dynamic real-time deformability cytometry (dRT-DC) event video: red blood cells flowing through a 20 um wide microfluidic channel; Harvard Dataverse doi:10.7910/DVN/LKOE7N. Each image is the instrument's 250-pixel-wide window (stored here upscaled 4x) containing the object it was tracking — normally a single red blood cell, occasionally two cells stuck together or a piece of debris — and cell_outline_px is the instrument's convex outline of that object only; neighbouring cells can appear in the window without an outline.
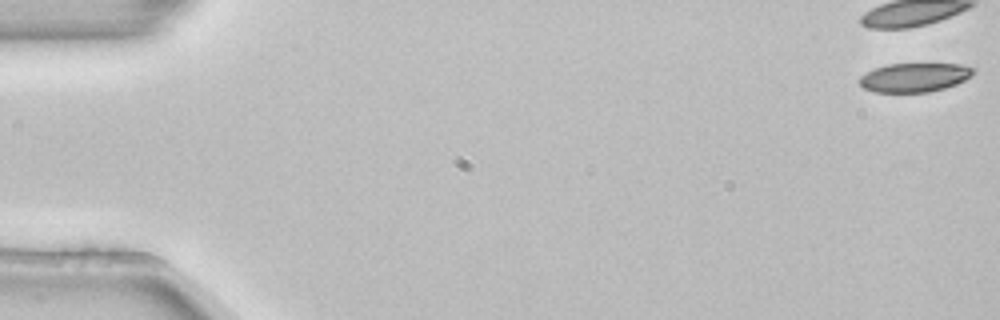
{"species": "common noctule bat (a hibernating species)", "species_latin": "Nyctalus noctula", "temperature_condition": "room temperature", "stored_images_in_passage": 4, "camera_frame_rate_fps": 3000, "um_per_image_px": 0.085, "animal": {"sex": "female", "body_mass_g": 22.7, "forearm_length_mm": 54.2}, "frame": {"image": 1, "passage_image": 1, "time_ms": 0.0, "image_size_px": [1000, 320], "cell_outline_px": [[976, 68], [972, 76], [956, 84], [944, 88], [928, 92], [872, 92], [864, 88], [860, 84], [860, 76], [876, 68], [888, 64], [960, 64]], "centroid_in_image_um": [77.76, 6.58], "position_along_channel_um": 7.2, "area_um2": 19.13}}